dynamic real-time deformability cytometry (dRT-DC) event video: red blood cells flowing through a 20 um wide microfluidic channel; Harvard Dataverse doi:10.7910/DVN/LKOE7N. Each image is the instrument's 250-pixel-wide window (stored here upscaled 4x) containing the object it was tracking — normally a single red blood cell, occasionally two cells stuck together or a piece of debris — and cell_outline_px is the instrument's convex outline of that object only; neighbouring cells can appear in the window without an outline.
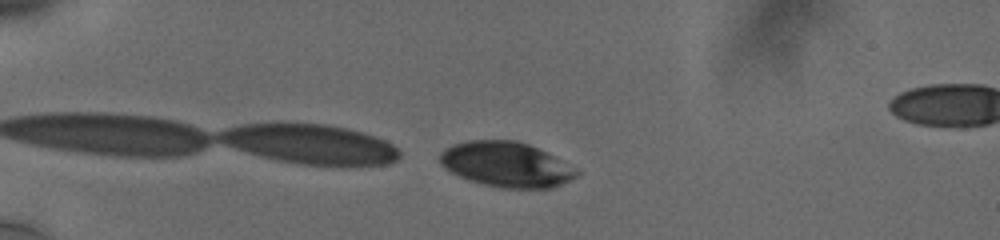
{"species": "human", "species_latin": "Homo sapiens", "temperature_condition": "cold", "stored_images_in_passage": 8, "camera_frame_rate_fps": 3000, "um_per_image_px": 0.085, "donor": {"sex": "male"}, "frame": {"image": 1, "passage_image": 8, "time_ms": 4.0, "image_size_px": [1000, 240], "cell_outline_px": [[580, 172], [576, 176], [552, 188], [500, 188], [468, 180], [444, 168], [440, 164], [440, 152], [452, 144], [468, 140], [516, 140], [528, 144], [552, 156]], "centroid_in_image_um": [42.96, 13.98], "position_along_channel_um": 42.0, "area_um2": 35.43}}